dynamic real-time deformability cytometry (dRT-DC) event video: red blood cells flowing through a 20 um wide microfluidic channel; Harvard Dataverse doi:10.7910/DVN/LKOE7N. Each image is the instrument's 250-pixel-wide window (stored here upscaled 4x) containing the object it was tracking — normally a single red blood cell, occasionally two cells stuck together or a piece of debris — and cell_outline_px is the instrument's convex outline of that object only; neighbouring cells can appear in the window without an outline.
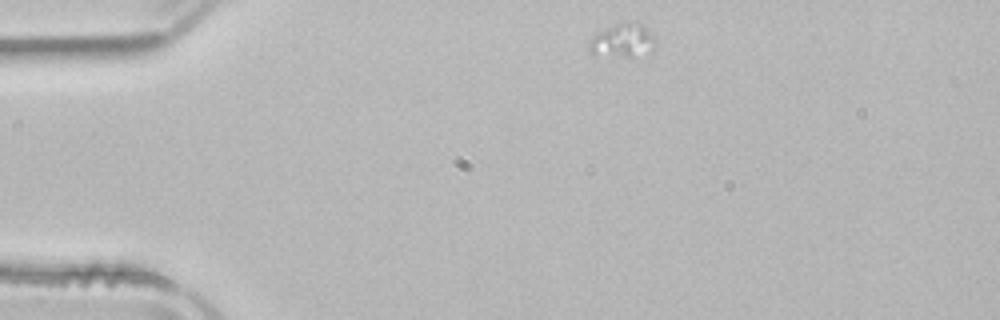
{"species": "common noctule bat (a hibernating species)", "species_latin": "Nyctalus noctula", "temperature_condition": "room temperature", "stored_images_in_passage": 8, "camera_frame_rate_fps": 3000, "um_per_image_px": 0.085, "animal": {"sex": "male", "body_mass_g": 21.5, "forearm_length_mm": 52.0}, "frame": {"image": 1, "passage_image": 1, "time_ms": 0.0, "image_size_px": [1000, 320], "cell_outline_px": [[656, 44], [648, 52], [632, 56], [592, 56], [588, 52], [588, 40], [596, 32], [616, 24], [632, 20], [648, 28], [656, 40]], "centroid_in_image_um": [52.85, 3.44], "position_along_channel_um": 32.1, "area_um2": 13.35}}